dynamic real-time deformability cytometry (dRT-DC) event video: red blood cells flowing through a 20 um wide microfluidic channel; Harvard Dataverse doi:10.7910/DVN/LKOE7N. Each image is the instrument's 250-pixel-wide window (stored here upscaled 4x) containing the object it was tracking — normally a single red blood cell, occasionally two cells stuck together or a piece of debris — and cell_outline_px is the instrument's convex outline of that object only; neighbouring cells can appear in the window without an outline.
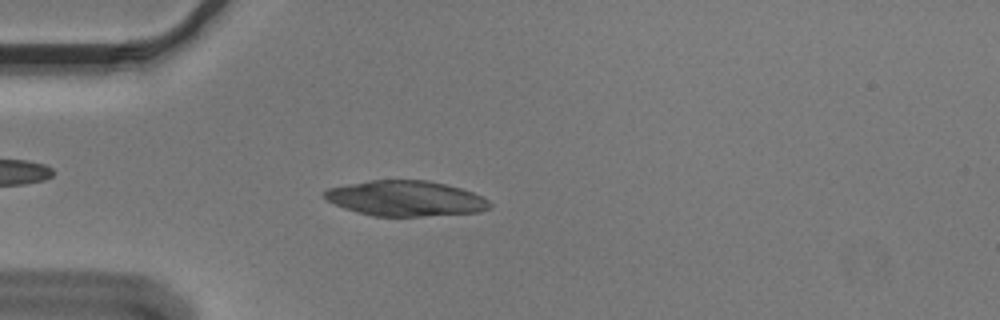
{"species": "Egyptian fruit bat (a non-hibernating species)", "species_latin": "Rousettus aegyptiacus", "temperature_condition": "cold", "stored_images_in_passage": 53, "camera_frame_rate_fps": 3000, "um_per_image_px": 0.085, "animal": {"sex": "male"}, "frame": {"image": 1, "passage_image": 14, "time_ms": 4.333, "image_size_px": [1000, 320], "cell_outline_px": [[492, 208], [480, 212], [420, 216], [372, 216], [356, 212], [344, 208], [328, 200], [324, 196], [324, 192], [328, 188], [348, 184], [372, 180], [428, 180], [460, 188], [472, 192], [488, 200], [492, 204]], "centroid_in_image_um": [34.5, 16.87], "position_along_channel_um": 50.5, "area_um2": 33.87}}
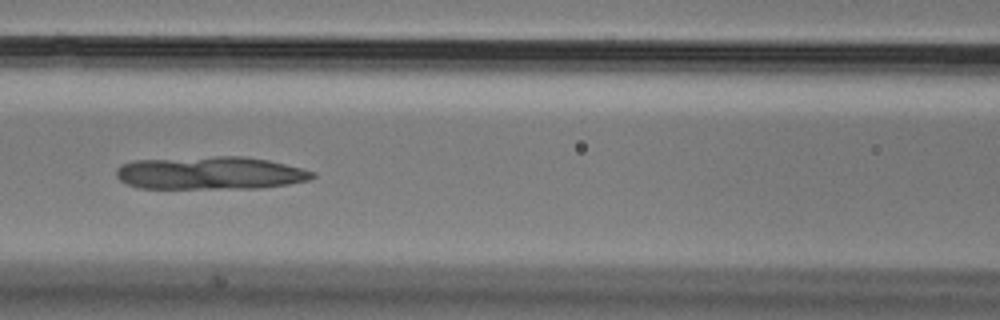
{"frame": {"image": 2, "passage_image": 23, "time_ms": 7.333, "image_size_px": [1000, 320], "cell_outline_px": [[316, 176], [308, 180], [288, 184], [260, 188], [136, 188], [124, 184], [116, 176], [116, 168], [120, 164], [132, 160], [216, 156], [244, 156], [268, 160], [316, 172]], "centroid_in_image_um": [17.81, 14.7], "position_along_channel_um": 148.8, "area_um2": 37.92}}
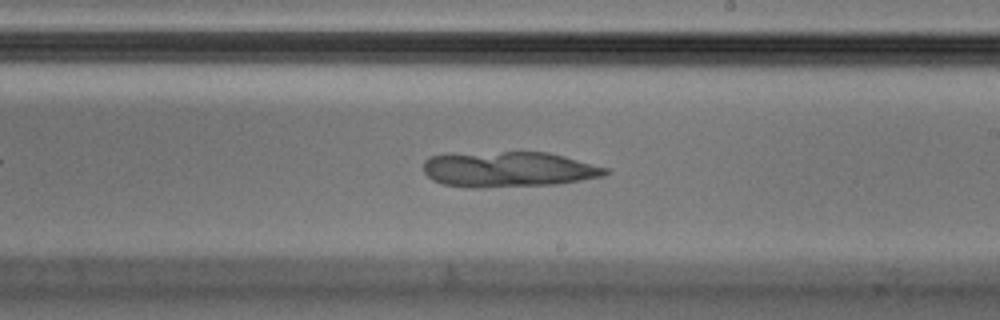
{"frame": {"image": 3, "passage_image": 31, "time_ms": 10.0, "image_size_px": [1000, 320], "cell_outline_px": [[608, 172], [604, 176], [556, 184], [480, 188], [468, 188], [444, 184], [432, 180], [424, 172], [424, 160], [428, 156], [504, 152], [548, 152], [564, 156], [608, 168]], "centroid_in_image_um": [43.23, 14.41], "position_along_channel_um": 245.8, "area_um2": 37.34}}